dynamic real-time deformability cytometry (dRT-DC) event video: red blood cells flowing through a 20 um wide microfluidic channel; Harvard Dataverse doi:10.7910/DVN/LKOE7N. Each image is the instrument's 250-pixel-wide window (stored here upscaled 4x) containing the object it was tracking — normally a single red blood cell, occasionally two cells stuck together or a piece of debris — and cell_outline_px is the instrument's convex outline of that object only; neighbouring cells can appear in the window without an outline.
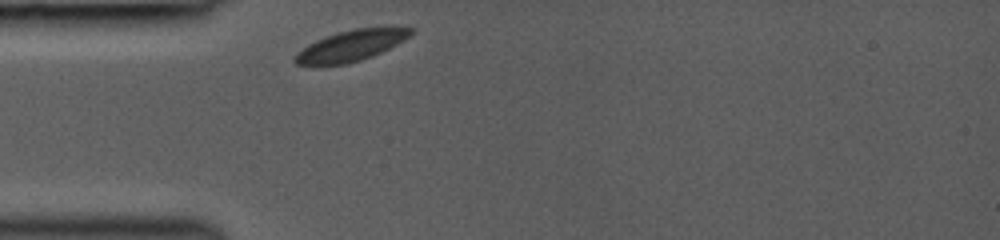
{"species": "common noctule bat (a hibernating species)", "species_latin": "Nyctalus noctula", "temperature_condition": "room temperature", "stored_images_in_passage": 46, "camera_frame_rate_fps": 3000, "um_per_image_px": 0.085, "animal": {"sex": "female", "body_mass_g": 19.0, "forearm_length_mm": 53.3}, "frame": {"image": 1, "passage_image": 1, "time_ms": 0.0, "image_size_px": [1000, 240], "cell_outline_px": [[412, 32], [408, 36], [396, 44], [372, 56], [360, 60], [344, 64], [320, 68], [316, 68], [296, 64], [292, 60], [296, 52], [308, 44], [316, 40], [340, 32], [356, 28], [384, 24], [388, 24], [412, 28]], "centroid_in_image_um": [29.79, 3.88], "position_along_channel_um": 55.2, "area_um2": 21.68}}
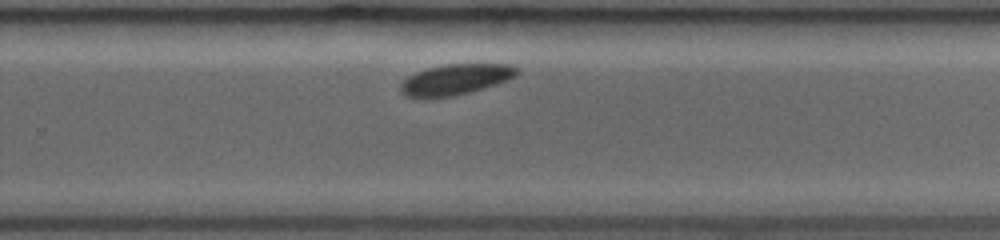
{"frame": {"image": 2, "passage_image": 30, "time_ms": 6.0, "image_size_px": [1000, 240], "cell_outline_px": [[520, 72], [516, 76], [508, 80], [496, 84], [456, 96], [404, 96], [400, 92], [400, 84], [408, 76], [416, 72], [440, 64], [512, 64], [520, 68]], "centroid_in_image_um": [38.77, 6.72], "position_along_channel_um": 291.0, "area_um2": 20.75}}
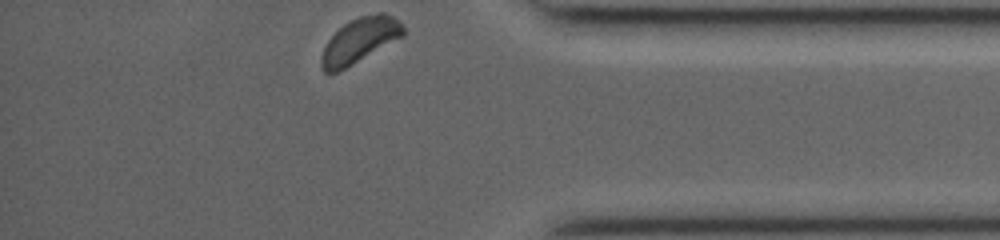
{"frame": {"image": 3, "passage_image": 45, "time_ms": 9.0, "image_size_px": [1000, 240], "cell_outline_px": [[404, 36], [344, 68], [336, 72], [324, 72], [320, 68], [320, 56], [328, 40], [344, 24], [360, 16], [376, 12], [384, 12], [392, 16], [404, 24]], "centroid_in_image_um": [30.59, 3.41], "position_along_channel_um": 404.6, "area_um2": 21.21}}